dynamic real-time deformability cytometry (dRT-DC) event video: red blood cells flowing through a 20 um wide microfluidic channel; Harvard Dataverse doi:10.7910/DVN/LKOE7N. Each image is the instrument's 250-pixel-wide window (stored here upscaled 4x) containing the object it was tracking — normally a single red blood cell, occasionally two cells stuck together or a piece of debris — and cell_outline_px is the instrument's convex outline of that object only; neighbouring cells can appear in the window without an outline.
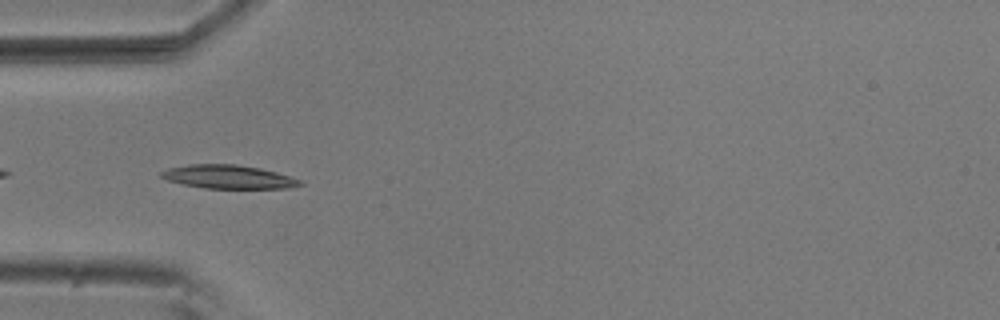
{"species": "common noctule bat (a hibernating species)", "species_latin": "Nyctalus noctula", "temperature_condition": "room temperature", "stored_images_in_passage": 7, "camera_frame_rate_fps": 3000, "um_per_image_px": 0.085, "animal": {"sex": "male", "body_mass_g": 20.5, "forearm_length_mm": 52.5}, "frame": {"image": 1, "passage_image": 5, "time_ms": 1.333, "image_size_px": [1000, 320], "cell_outline_px": [[304, 184], [288, 188], [204, 188], [184, 184], [168, 180], [160, 176], [160, 172], [168, 168], [192, 164], [236, 164], [260, 168], [276, 172], [300, 180]], "centroid_in_image_um": [19.41, 15.03], "position_along_channel_um": 65.6, "area_um2": 18.84}}
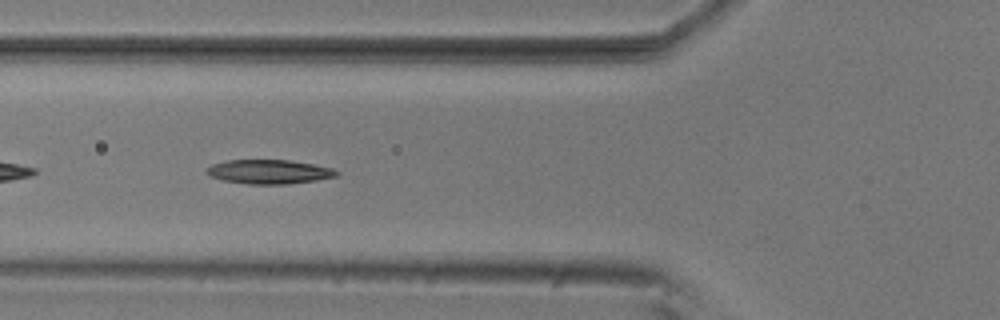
{"frame": {"image": 2, "passage_image": 6, "time_ms": 1.667, "image_size_px": [1000, 320], "cell_outline_px": [[340, 172], [336, 176], [316, 180], [288, 184], [248, 184], [224, 180], [212, 176], [204, 172], [212, 164], [228, 160], [288, 160], [316, 164], [332, 168]], "centroid_in_image_um": [22.9, 14.59], "position_along_channel_um": 102.9, "area_um2": 18.21}}
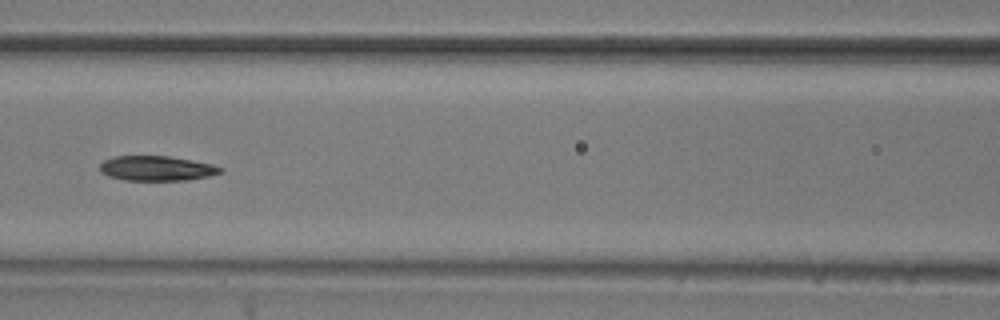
{"frame": {"image": 3, "passage_image": 7, "time_ms": 2.0, "image_size_px": [1000, 320], "cell_outline_px": [[224, 172], [208, 176], [188, 180], [124, 180], [108, 176], [100, 172], [100, 164], [104, 160], [112, 156], [168, 156], [192, 160], [212, 164], [224, 168]], "centroid_in_image_um": [13.32, 14.31], "position_along_channel_um": 153.3, "area_um2": 17.57}}